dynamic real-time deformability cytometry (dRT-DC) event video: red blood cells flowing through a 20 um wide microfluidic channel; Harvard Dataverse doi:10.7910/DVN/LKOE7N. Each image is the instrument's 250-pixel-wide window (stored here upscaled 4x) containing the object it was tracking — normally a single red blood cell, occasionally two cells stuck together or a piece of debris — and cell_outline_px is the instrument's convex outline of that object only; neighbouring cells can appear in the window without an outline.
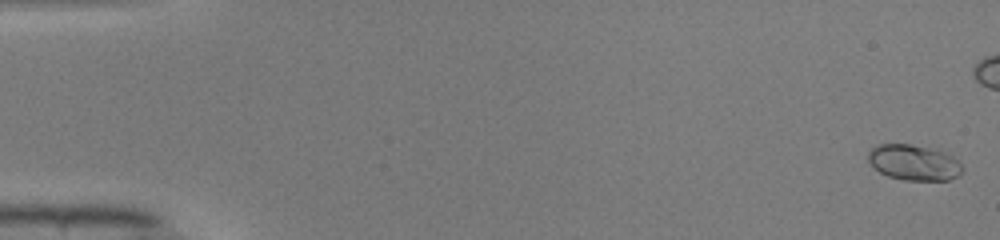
{"species": "common noctule bat (a hibernating species)", "species_latin": "Nyctalus noctula", "temperature_condition": "warm", "stored_images_in_passage": 41, "camera_frame_rate_fps": 3000, "um_per_image_px": 0.085, "animal": {"sex": "male", "body_mass_g": 19.0, "forearm_length_mm": 50.8}, "frame": {"image": 1, "passage_image": 1, "time_ms": 0.0, "image_size_px": [1000, 240], "cell_outline_px": [[964, 172], [948, 180], [904, 180], [888, 176], [880, 172], [868, 160], [868, 152], [876, 144], [912, 144], [928, 148], [952, 156], [964, 168]], "centroid_in_image_um": [77.66, 13.82], "position_along_channel_um": 7.3, "area_um2": 19.31}}
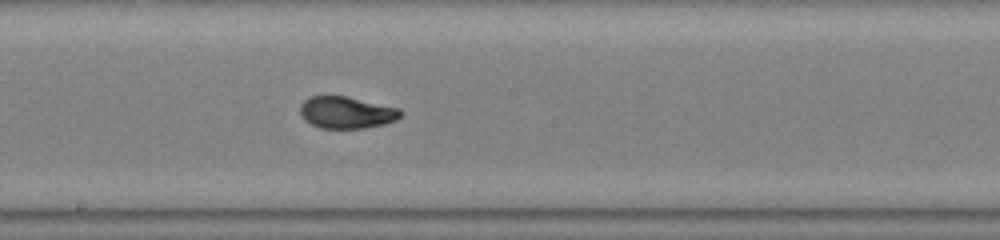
{"frame": {"image": 2, "passage_image": 28, "time_ms": 9.0, "image_size_px": [1000, 240], "cell_outline_px": [[404, 112], [396, 120], [384, 124], [364, 128], [320, 128], [304, 120], [300, 112], [300, 104], [304, 100], [312, 96], [348, 96], [400, 108]], "centroid_in_image_um": [29.47, 9.55], "position_along_channel_um": 218.7, "area_um2": 18.79}}
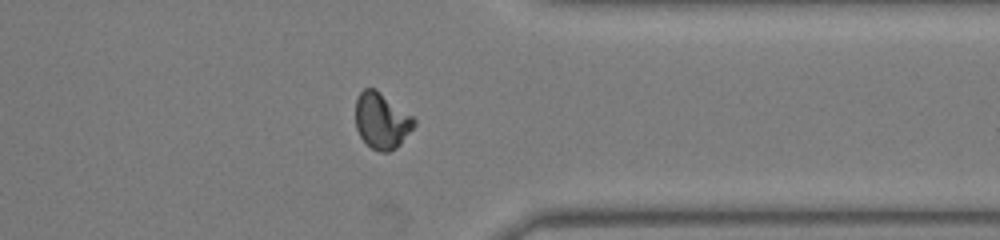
{"frame": {"image": 3, "passage_image": 40, "time_ms": 13.0, "image_size_px": [1000, 240], "cell_outline_px": [[416, 124], [400, 144], [396, 148], [388, 152], [380, 152], [372, 148], [360, 136], [356, 128], [356, 100], [360, 92], [364, 88], [376, 88], [412, 116], [416, 120]], "centroid_in_image_um": [32.44, 10.25], "position_along_channel_um": 379.0, "area_um2": 19.02}}